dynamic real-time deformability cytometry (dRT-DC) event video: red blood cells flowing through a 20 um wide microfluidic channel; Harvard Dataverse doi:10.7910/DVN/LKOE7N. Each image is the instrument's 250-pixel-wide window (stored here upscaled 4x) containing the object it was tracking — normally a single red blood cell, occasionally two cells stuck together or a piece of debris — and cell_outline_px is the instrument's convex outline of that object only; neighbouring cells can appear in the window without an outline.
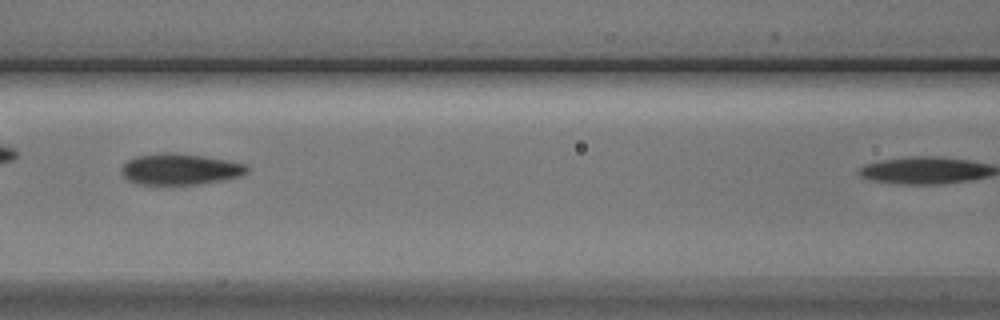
{"species": "Egyptian fruit bat (a non-hibernating species)", "species_latin": "Rousettus aegyptiacus", "temperature_condition": "cold", "stored_images_in_passage": 9, "camera_frame_rate_fps": 3000, "um_per_image_px": 0.085, "animal": {"sex": "male"}, "frame": {"image": 1, "passage_image": 4, "time_ms": 3.667, "image_size_px": [1000, 320], "cell_outline_px": [[248, 172], [236, 176], [220, 180], [196, 184], [140, 184], [128, 180], [124, 176], [124, 164], [128, 160], [136, 156], [164, 152], [176, 152], [204, 156], [244, 164], [248, 168]], "centroid_in_image_um": [15.28, 14.36], "position_along_channel_um": 151.3, "area_um2": 22.25}}
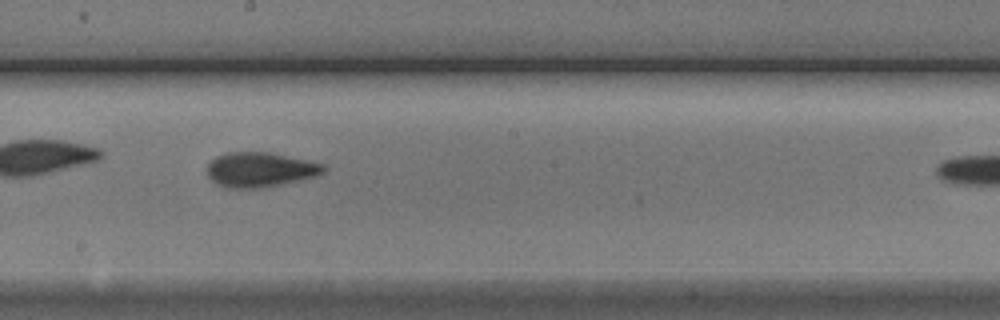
{"frame": {"image": 2, "passage_image": 6, "time_ms": 5.667, "image_size_px": [1000, 320], "cell_outline_px": [[328, 168], [324, 172], [316, 176], [264, 188], [228, 188], [212, 180], [208, 176], [208, 164], [216, 156], [228, 152], [268, 152], [324, 164]], "centroid_in_image_um": [22.12, 14.42], "position_along_channel_um": 226.1, "area_um2": 23.41}}
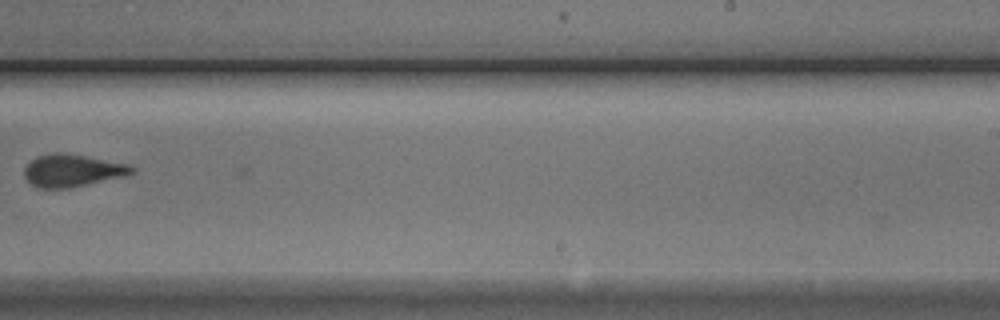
{"frame": {"image": 3, "passage_image": 9, "time_ms": 10.0, "image_size_px": [1000, 320], "cell_outline_px": [[136, 172], [124, 176], [68, 188], [40, 188], [32, 184], [24, 176], [24, 168], [36, 156], [56, 152], [60, 152], [132, 164], [136, 168]], "centroid_in_image_um": [6.18, 14.48], "position_along_channel_um": 282.8, "area_um2": 20.23}}